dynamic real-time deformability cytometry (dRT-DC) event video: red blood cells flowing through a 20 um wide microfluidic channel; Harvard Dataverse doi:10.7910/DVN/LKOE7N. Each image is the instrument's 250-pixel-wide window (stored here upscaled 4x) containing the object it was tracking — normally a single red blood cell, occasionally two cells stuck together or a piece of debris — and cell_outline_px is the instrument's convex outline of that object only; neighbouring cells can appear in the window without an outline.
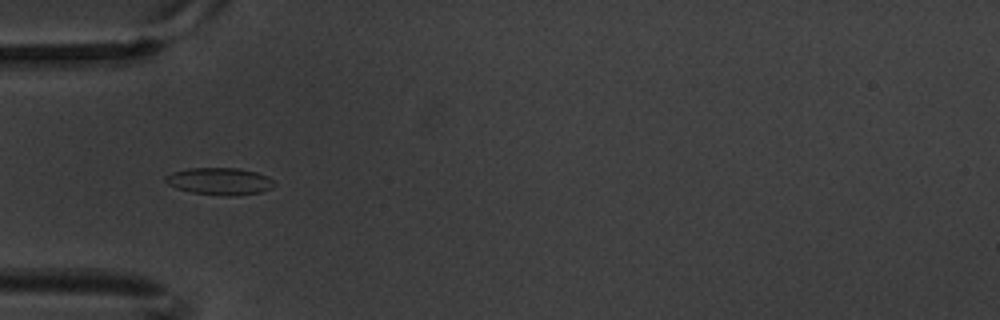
{"species": "common noctule bat (a hibernating species)", "species_latin": "Nyctalus noctula", "temperature_condition": "warm", "stored_images_in_passage": 9, "camera_frame_rate_fps": 3000, "um_per_image_px": 0.085, "animal": {"sex": "male", "body_mass_g": 20.1, "forearm_length_mm": 53.5}, "frame": {"image": 1, "passage_image": 6, "time_ms": 1.667, "image_size_px": [1000, 320], "cell_outline_px": [[276, 184], [272, 188], [260, 192], [236, 196], [224, 196], [192, 192], [176, 188], [168, 184], [164, 180], [164, 176], [172, 172], [188, 168], [240, 168], [256, 172], [268, 176]], "centroid_in_image_um": [18.67, 15.4], "position_along_channel_um": 66.3, "area_um2": 17.34}}
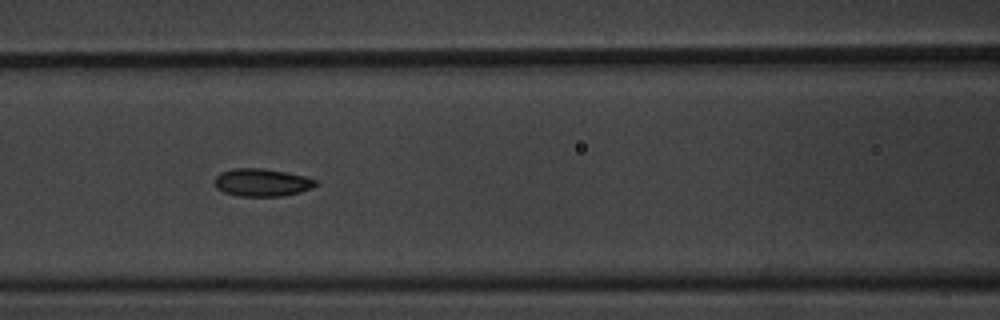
{"frame": {"image": 2, "passage_image": 8, "time_ms": 2.333, "image_size_px": [1000, 320], "cell_outline_px": [[320, 184], [312, 188], [300, 192], [280, 196], [240, 196], [224, 192], [216, 188], [216, 176], [220, 172], [232, 168], [260, 168], [288, 172], [304, 176], [316, 180]], "centroid_in_image_um": [22.29, 15.5], "position_along_channel_um": 144.3, "area_um2": 16.36}}
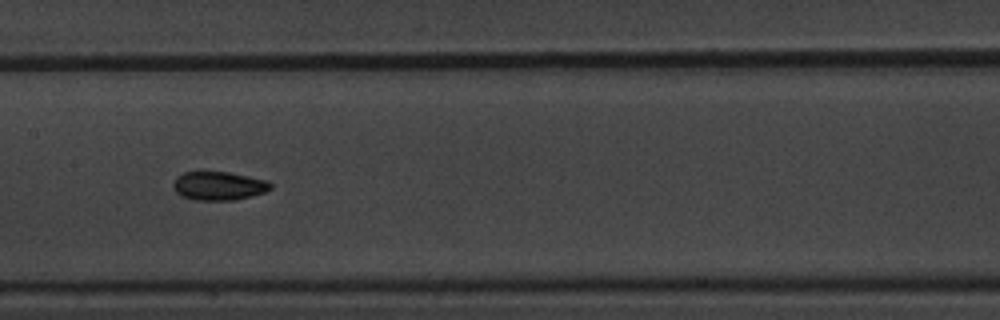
{"frame": {"image": 3, "passage_image": 9, "time_ms": 2.667, "image_size_px": [1000, 320], "cell_outline_px": [[272, 188], [264, 192], [252, 196], [236, 200], [192, 200], [180, 196], [176, 192], [172, 184], [176, 176], [184, 172], [228, 172], [268, 180], [272, 184]], "centroid_in_image_um": [18.58, 15.8], "position_along_channel_um": 188.8, "area_um2": 16.42}}